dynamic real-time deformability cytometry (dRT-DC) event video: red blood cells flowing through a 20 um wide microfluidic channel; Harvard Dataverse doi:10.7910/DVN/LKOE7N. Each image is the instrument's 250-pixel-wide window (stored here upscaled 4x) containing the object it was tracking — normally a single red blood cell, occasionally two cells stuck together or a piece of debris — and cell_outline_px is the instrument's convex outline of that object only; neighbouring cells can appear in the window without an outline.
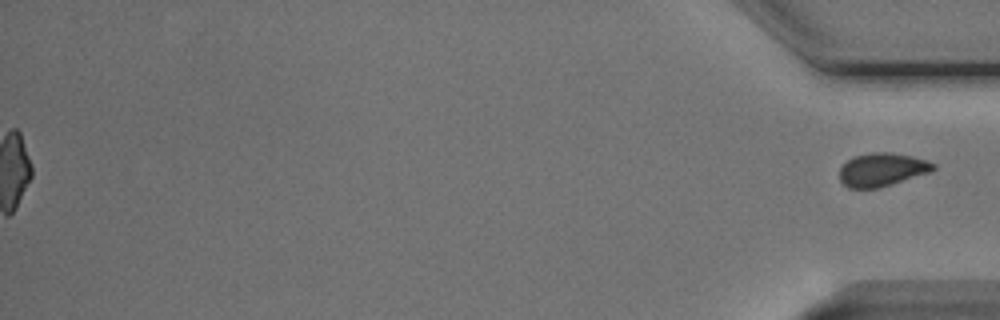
{"species": "Egyptian fruit bat (a non-hibernating species)", "species_latin": "Rousettus aegyptiacus", "temperature_condition": "cold", "stored_images_in_passage": 43, "segment_of_instrument_passage": [2, 2], "camera_frame_rate_fps": 3000, "um_per_image_px": 0.085, "animal": {"sex": "male"}, "frame": {"image": 1, "passage_image": 43, "time_ms": 14.0, "image_size_px": [1000, 320], "cell_outline_px": [[936, 168], [932, 172], [880, 188], [848, 188], [840, 180], [840, 168], [852, 156], [872, 152], [892, 152], [912, 156], [928, 160], [936, 164]], "centroid_in_image_um": [75.02, 14.41], "position_along_channel_um": 360.2, "area_um2": 18.5}}